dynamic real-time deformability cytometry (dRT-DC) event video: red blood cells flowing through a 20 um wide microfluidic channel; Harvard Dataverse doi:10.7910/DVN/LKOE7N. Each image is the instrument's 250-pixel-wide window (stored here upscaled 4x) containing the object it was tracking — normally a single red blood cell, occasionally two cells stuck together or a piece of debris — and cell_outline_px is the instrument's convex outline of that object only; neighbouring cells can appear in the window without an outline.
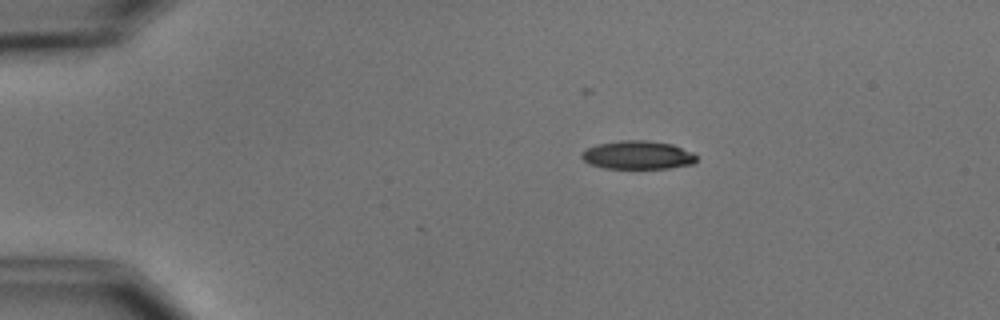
{"species": "common noctule bat (a hibernating species)", "species_latin": "Nyctalus noctula", "temperature_condition": "cold", "stored_images_in_passage": 5, "camera_frame_rate_fps": 3000, "um_per_image_px": 0.085, "animal": {"sex": "male", "body_mass_g": 15.6}, "frame": {"image": 1, "passage_image": 1, "time_ms": 0.0, "image_size_px": [1000, 320], "cell_outline_px": [[696, 160], [692, 164], [668, 168], [604, 168], [588, 164], [580, 156], [580, 152], [596, 144], [620, 140], [648, 140], [672, 144], [692, 152], [696, 156]], "centroid_in_image_um": [54.16, 13.17], "position_along_channel_um": 30.8, "area_um2": 19.07}}
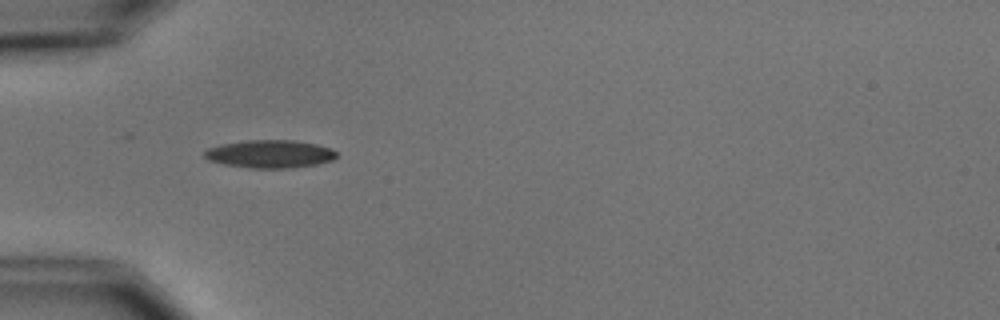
{"frame": {"image": 2, "passage_image": 3, "time_ms": 2.333, "image_size_px": [1000, 320], "cell_outline_px": [[336, 156], [332, 160], [316, 164], [292, 168], [248, 168], [224, 164], [208, 160], [204, 156], [204, 152], [208, 148], [220, 144], [248, 140], [292, 140], [316, 144], [332, 148], [336, 152]], "centroid_in_image_um": [22.93, 13.09], "position_along_channel_um": 62.1, "area_um2": 21.5}}
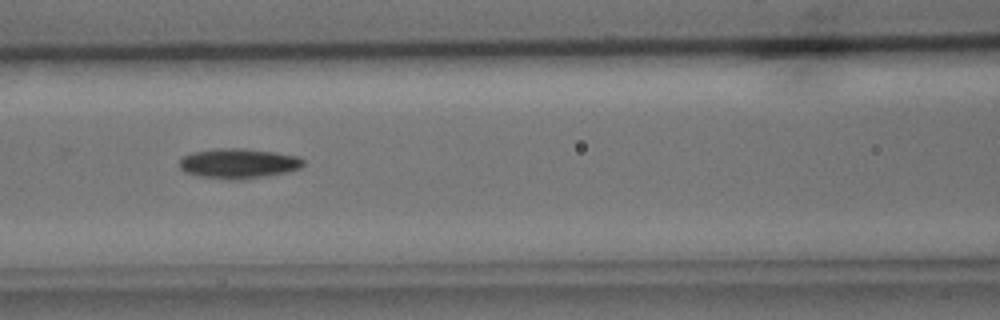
{"frame": {"image": 3, "passage_image": 5, "time_ms": 4.667, "image_size_px": [1000, 320], "cell_outline_px": [[304, 164], [300, 168], [288, 172], [268, 176], [236, 180], [232, 180], [196, 176], [184, 172], [180, 168], [180, 160], [184, 156], [192, 152], [216, 148], [244, 148], [276, 152], [300, 156], [304, 160]], "centroid_in_image_um": [20.29, 13.89], "position_along_channel_um": 146.3, "area_um2": 21.96}}